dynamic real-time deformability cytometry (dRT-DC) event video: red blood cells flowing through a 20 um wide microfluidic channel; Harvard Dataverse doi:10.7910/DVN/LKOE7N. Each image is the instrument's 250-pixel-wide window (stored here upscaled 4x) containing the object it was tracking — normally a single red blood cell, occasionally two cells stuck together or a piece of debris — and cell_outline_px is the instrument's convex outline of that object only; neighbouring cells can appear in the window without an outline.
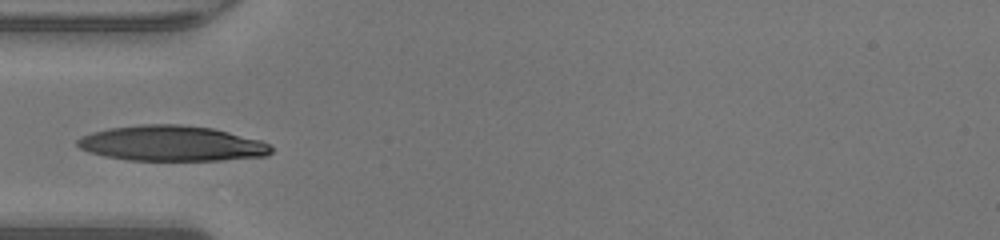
{"species": "human", "species_latin": "Homo sapiens", "temperature_condition": "warm", "stored_images_in_passage": 24, "camera_frame_rate_fps": 3000, "um_per_image_px": 0.085, "donor": {"sex": "male"}, "frame": {"image": 1, "passage_image": 1, "time_ms": 0.0, "image_size_px": [1000, 240], "cell_outline_px": [[272, 152], [268, 156], [224, 160], [128, 160], [104, 156], [88, 152], [80, 148], [76, 144], [76, 140], [80, 136], [92, 132], [108, 128], [140, 124], [180, 124], [212, 128], [260, 140], [268, 144], [272, 148]], "centroid_in_image_um": [14.57, 12.19], "position_along_channel_um": 70.4, "area_um2": 40.11}}
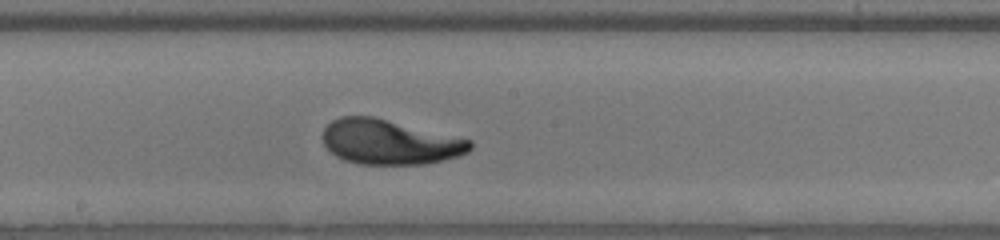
{"frame": {"image": 2, "passage_image": 11, "time_ms": 3.333, "image_size_px": [1000, 240], "cell_outline_px": [[472, 148], [468, 152], [444, 160], [424, 164], [360, 164], [344, 160], [336, 156], [324, 144], [320, 136], [324, 128], [332, 120], [340, 116], [372, 116], [472, 140]], "centroid_in_image_um": [33.08, 12.07], "position_along_channel_um": 215.1, "area_um2": 38.44}}
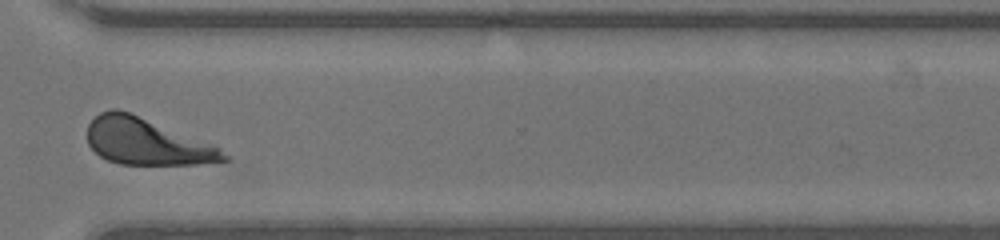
{"frame": {"image": 3, "passage_image": 21, "time_ms": 6.667, "image_size_px": [1000, 240], "cell_outline_px": [[232, 160], [196, 164], [120, 164], [108, 160], [100, 156], [88, 144], [88, 124], [100, 112], [112, 108], [116, 108], [128, 112], [220, 148]], "centroid_in_image_um": [12.42, 12.05], "position_along_channel_um": 358.2, "area_um2": 36.18}}